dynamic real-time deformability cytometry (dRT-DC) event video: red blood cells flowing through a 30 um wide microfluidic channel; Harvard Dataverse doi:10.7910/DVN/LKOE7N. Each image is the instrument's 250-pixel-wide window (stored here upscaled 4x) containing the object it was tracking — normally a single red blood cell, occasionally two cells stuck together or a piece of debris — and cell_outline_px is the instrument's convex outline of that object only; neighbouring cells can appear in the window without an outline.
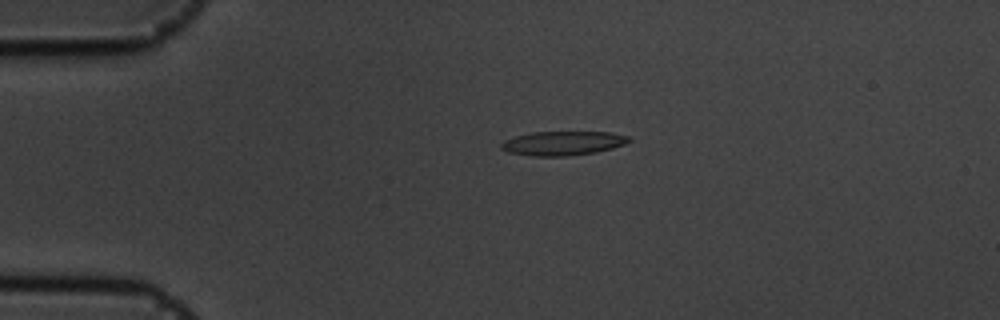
{"species": "common noctule bat (a hibernating species)", "species_latin": "Nyctalus noctula", "temperature_condition": "cold", "stored_images_in_passage": 46, "camera_frame_rate_fps": 3000, "um_per_image_px": 0.085, "animal": {"sex": "male", "body_mass_g": 19.5, "forearm_length_mm": 54.6}, "frame": {"image": 1, "passage_image": 2, "time_ms": 0.333, "image_size_px": [1000, 320], "cell_outline_px": [[632, 140], [624, 144], [612, 148], [596, 152], [568, 156], [532, 156], [508, 152], [500, 148], [500, 144], [504, 140], [516, 136], [532, 132], [612, 132], [628, 136]], "centroid_in_image_um": [47.84, 12.17], "position_along_channel_um": 37.2, "area_um2": 17.98}}
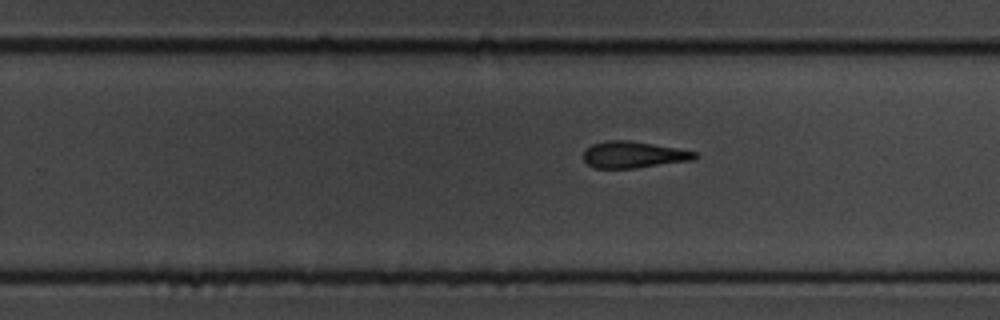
{"frame": {"image": 2, "passage_image": 25, "time_ms": 8.0, "image_size_px": [1000, 320], "cell_outline_px": [[696, 160], [632, 168], [596, 168], [588, 164], [584, 160], [584, 152], [592, 144], [604, 140], [628, 140], [676, 148], [696, 152]], "centroid_in_image_um": [53.84, 13.14], "position_along_channel_um": 276.0, "area_um2": 17.05}}
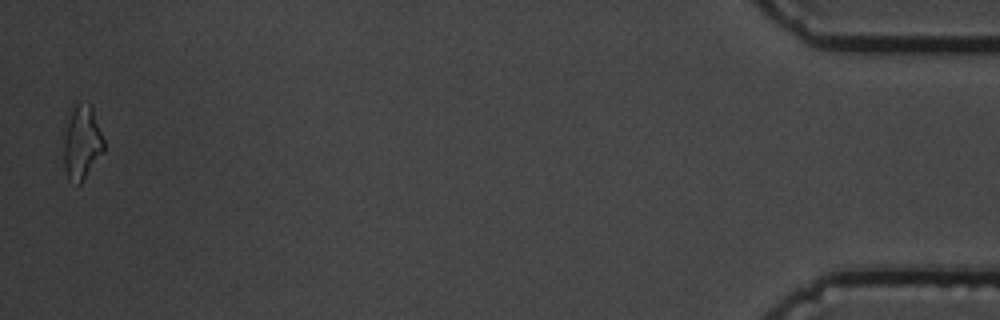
{"frame": {"image": 3, "passage_image": 45, "time_ms": 14.667, "image_size_px": [1000, 320], "cell_outline_px": [[104, 152], [80, 184], [76, 184], [68, 180], [64, 168], [64, 140], [72, 100], [88, 104], [92, 108], [104, 140]], "centroid_in_image_um": [6.95, 12.1], "position_along_channel_um": 428.3, "area_um2": 17.46}, "authors_computed_cell_mechanics": {"area_um2": 17.5712, "velocity_mm_per_s": 3.5948, "shape_relaxation_time_tau1_ms": 4.297, "shape_relaxation_time_tau2_ms": 2.3461, "deformation_change_tau1": 0.1764, "deformation_change_tau2": 0.1342}}